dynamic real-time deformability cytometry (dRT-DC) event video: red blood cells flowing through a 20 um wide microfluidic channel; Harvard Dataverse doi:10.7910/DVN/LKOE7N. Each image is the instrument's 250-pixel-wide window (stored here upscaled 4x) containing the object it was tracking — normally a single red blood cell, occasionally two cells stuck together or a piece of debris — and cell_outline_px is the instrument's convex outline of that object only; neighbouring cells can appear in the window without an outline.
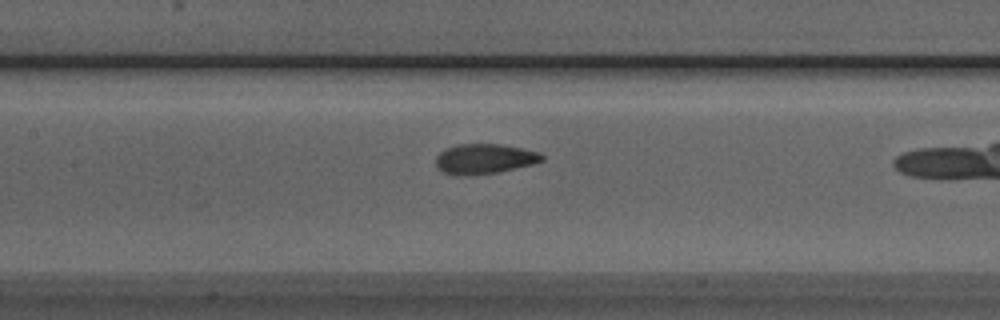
{"species": "Egyptian fruit bat (a non-hibernating species)", "species_latin": "Rousettus aegyptiacus", "temperature_condition": "room temperature", "stored_images_in_passage": 36, "camera_frame_rate_fps": 3000, "um_per_image_px": 0.085, "animal": {"sex": "male"}, "frame": {"image": 1, "passage_image": 19, "time_ms": 6.0, "image_size_px": [1000, 320], "cell_outline_px": [[544, 160], [532, 164], [500, 172], [460, 176], [452, 176], [436, 168], [436, 156], [444, 148], [456, 144], [500, 144], [540, 152], [544, 156]], "centroid_in_image_um": [41.13, 13.51], "position_along_channel_um": 166.3, "area_um2": 18.79}}
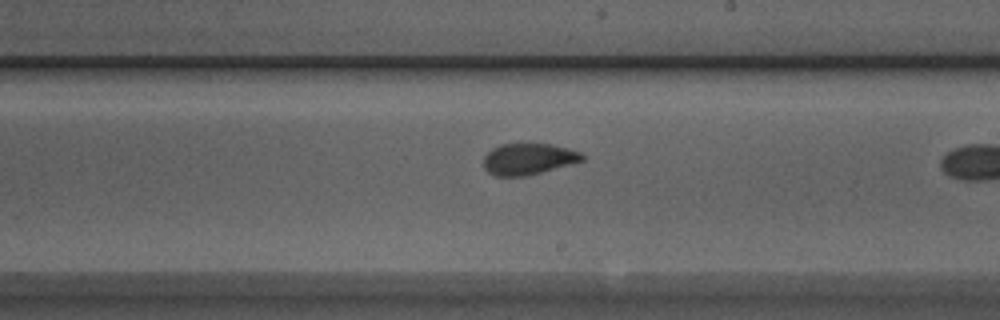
{"frame": {"image": 2, "passage_image": 25, "time_ms": 8.0, "image_size_px": [1000, 320], "cell_outline_px": [[584, 160], [540, 172], [524, 176], [496, 176], [488, 172], [484, 168], [484, 156], [492, 148], [500, 144], [552, 144], [568, 148], [580, 152], [584, 156]], "centroid_in_image_um": [44.89, 13.5], "position_along_channel_um": 244.1, "area_um2": 17.8}}
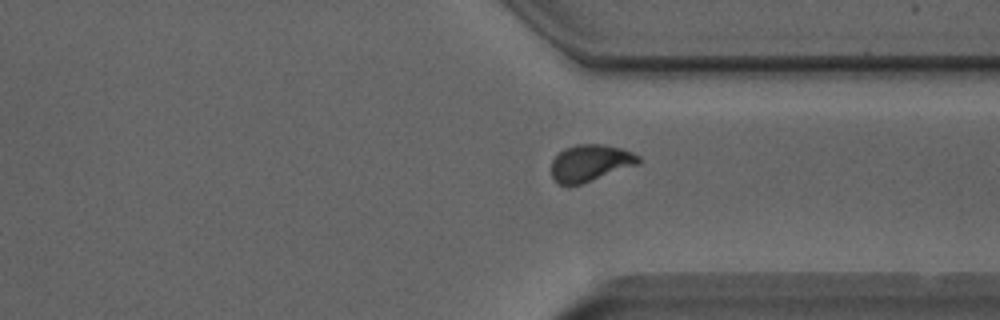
{"frame": {"image": 3, "passage_image": 34, "time_ms": 11.0, "image_size_px": [1000, 320], "cell_outline_px": [[640, 164], [580, 184], [556, 184], [552, 176], [552, 160], [564, 148], [576, 144], [604, 144], [620, 148], [632, 152], [640, 156]], "centroid_in_image_um": [50.19, 13.84], "position_along_channel_um": 361.2, "area_um2": 18.61}}